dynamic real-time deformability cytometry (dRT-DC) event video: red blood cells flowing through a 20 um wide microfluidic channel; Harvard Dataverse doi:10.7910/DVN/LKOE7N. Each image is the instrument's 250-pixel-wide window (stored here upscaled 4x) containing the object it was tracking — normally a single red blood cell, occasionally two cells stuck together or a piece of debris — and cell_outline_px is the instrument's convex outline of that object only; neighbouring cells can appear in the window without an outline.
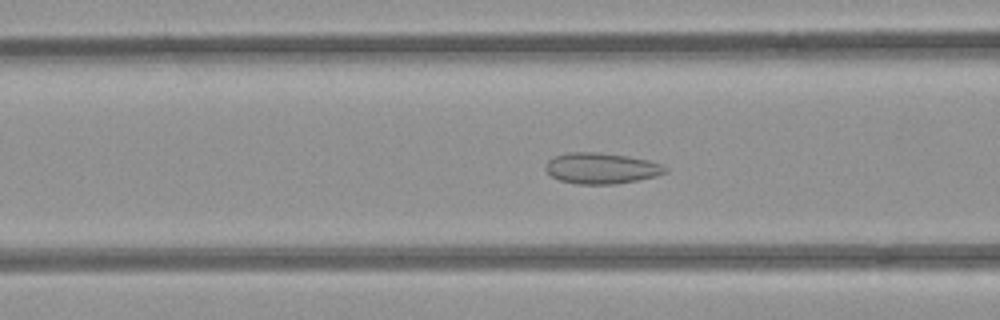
{"species": "common noctule bat (a hibernating species)", "species_latin": "Nyctalus noctula", "temperature_condition": "room temperature", "stored_images_in_passage": 54, "camera_frame_rate_fps": 3000, "um_per_image_px": 0.085, "animal": {"sex": "female", "body_mass_g": 21.9}, "frame": {"image": 1, "passage_image": 21, "time_ms": 6.667, "image_size_px": [1000, 320], "cell_outline_px": [[668, 172], [656, 176], [616, 184], [576, 184], [560, 180], [552, 176], [544, 168], [544, 164], [548, 160], [556, 156], [568, 152], [600, 152], [628, 156], [648, 160], [660, 164], [668, 168]], "centroid_in_image_um": [51.11, 14.3], "position_along_channel_um": 115.5, "area_um2": 21.62}}
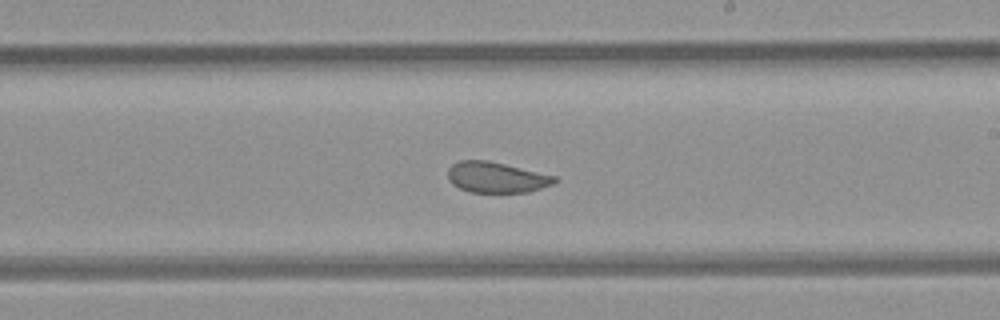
{"frame": {"image": 2, "passage_image": 31, "time_ms": 10.0, "image_size_px": [1000, 320], "cell_outline_px": [[560, 180], [556, 184], [528, 192], [468, 192], [452, 184], [448, 180], [448, 168], [452, 164], [460, 160], [488, 160], [556, 176]], "centroid_in_image_um": [42.22, 15.08], "position_along_channel_um": 246.8, "area_um2": 19.31}}
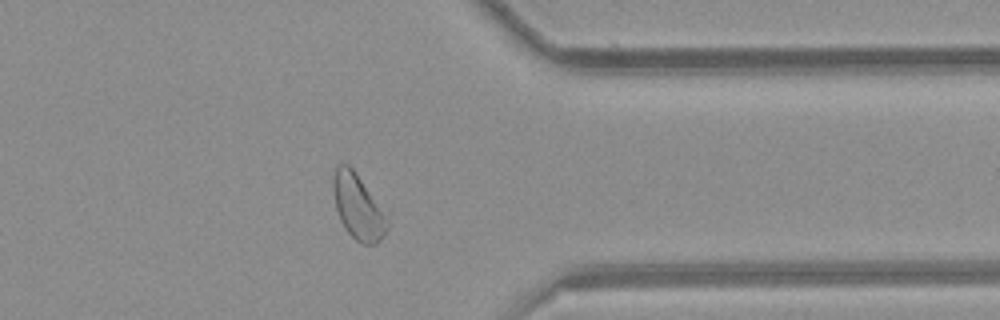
{"frame": {"image": 3, "passage_image": 42, "time_ms": 13.667, "image_size_px": [1000, 320], "cell_outline_px": [[388, 228], [384, 236], [376, 244], [360, 244], [344, 228], [340, 220], [336, 208], [332, 188], [332, 180], [336, 168], [340, 164], [348, 164], [352, 168], [388, 208]], "centroid_in_image_um": [30.51, 17.57], "position_along_channel_um": 380.9, "area_um2": 21.44}, "authors_computed_cell_mechanics": {"area_um2": 22.6576, "velocity_mm_per_s": 3.9436, "shape_relaxation_time_tau1_ms": null, "shape_relaxation_time_tau2_ms": 0.776, "deformation_change_tau1": null, "deformation_change_tau2": 0.0719}}